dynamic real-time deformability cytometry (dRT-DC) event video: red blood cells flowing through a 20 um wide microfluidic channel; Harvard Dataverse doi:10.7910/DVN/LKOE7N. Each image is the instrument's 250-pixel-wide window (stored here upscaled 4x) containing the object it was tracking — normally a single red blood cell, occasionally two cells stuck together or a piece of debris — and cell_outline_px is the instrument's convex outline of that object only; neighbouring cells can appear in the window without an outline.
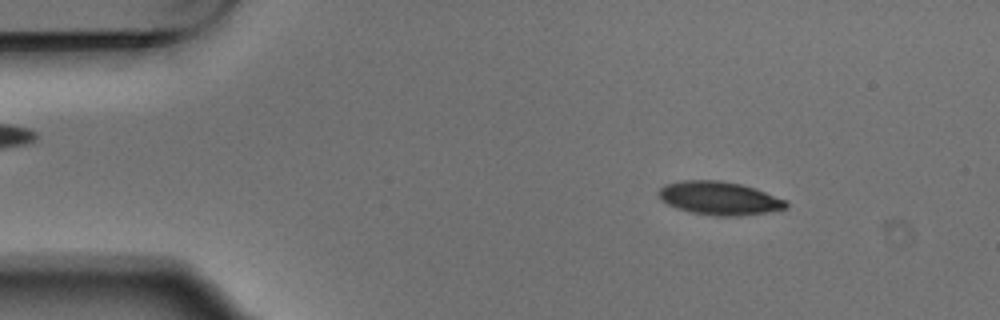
{"species": "Egyptian fruit bat (a non-hibernating species)", "species_latin": "Rousettus aegyptiacus", "temperature_condition": "warm", "stored_images_in_passage": 4, "camera_frame_rate_fps": 3000, "um_per_image_px": 0.085, "animal": {"sex": "male"}, "frame": {"image": 1, "passage_image": 2, "time_ms": 0.333, "image_size_px": [1000, 320], "cell_outline_px": [[788, 208], [764, 212], [736, 216], [716, 216], [692, 212], [668, 204], [656, 192], [664, 184], [680, 180], [720, 180], [740, 184], [756, 188], [784, 200], [788, 204]], "centroid_in_image_um": [61.12, 16.83], "position_along_channel_um": 23.9, "area_um2": 24.45}}